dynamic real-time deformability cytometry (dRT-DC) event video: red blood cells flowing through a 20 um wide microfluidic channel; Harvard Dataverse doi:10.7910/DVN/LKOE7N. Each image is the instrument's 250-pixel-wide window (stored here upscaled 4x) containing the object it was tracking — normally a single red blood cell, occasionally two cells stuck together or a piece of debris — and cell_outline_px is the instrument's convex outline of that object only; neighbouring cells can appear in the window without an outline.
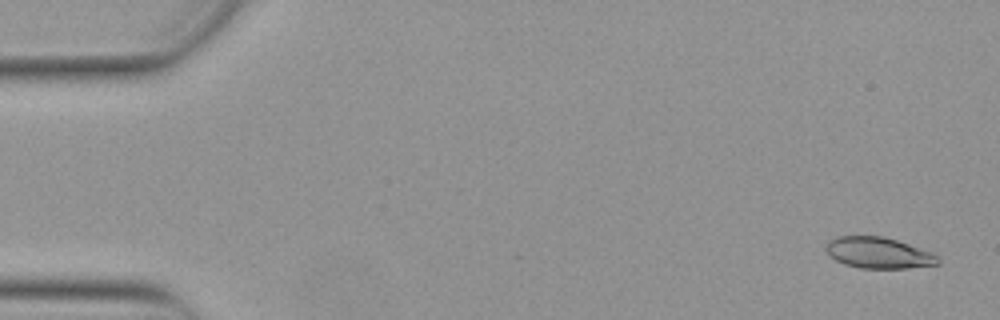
{"species": "Egyptian fruit bat (a non-hibernating species)", "species_latin": "Rousettus aegyptiacus", "temperature_condition": "warm", "stored_images_in_passage": 6, "camera_frame_rate_fps": 3000, "um_per_image_px": 0.085, "animal": {"sex": "female"}, "frame": {"image": 1, "passage_image": 2, "time_ms": 0.333, "image_size_px": [1000, 320], "cell_outline_px": [[940, 264], [908, 268], [860, 268], [844, 264], [828, 256], [824, 248], [828, 240], [836, 236], [884, 236], [932, 252], [940, 260]], "centroid_in_image_um": [74.63, 21.49], "position_along_channel_um": 10.4, "area_um2": 20.46}}